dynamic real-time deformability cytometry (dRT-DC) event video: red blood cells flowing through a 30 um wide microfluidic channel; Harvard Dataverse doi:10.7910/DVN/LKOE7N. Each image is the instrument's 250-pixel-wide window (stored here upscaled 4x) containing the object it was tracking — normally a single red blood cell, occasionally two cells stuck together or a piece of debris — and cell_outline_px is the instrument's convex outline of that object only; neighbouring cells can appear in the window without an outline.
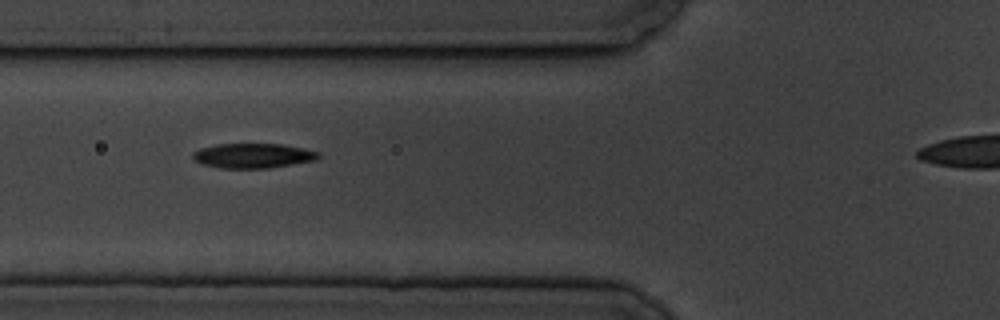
{"species": "common noctule bat (a hibernating species)", "species_latin": "Nyctalus noctula", "temperature_condition": "cold", "stored_images_in_passage": 3, "camera_frame_rate_fps": 3000, "um_per_image_px": 0.085, "animal": {"sex": "male", "body_mass_g": 19.5, "forearm_length_mm": 54.6}, "frame": {"image": 1, "passage_image": 2, "time_ms": 1.0, "image_size_px": [1000, 320], "cell_outline_px": [[320, 156], [316, 160], [268, 168], [220, 168], [204, 164], [192, 160], [192, 152], [200, 148], [216, 144], [280, 144], [304, 148], [320, 152]], "centroid_in_image_um": [21.49, 13.23], "position_along_channel_um": 104.3, "area_um2": 18.15}}
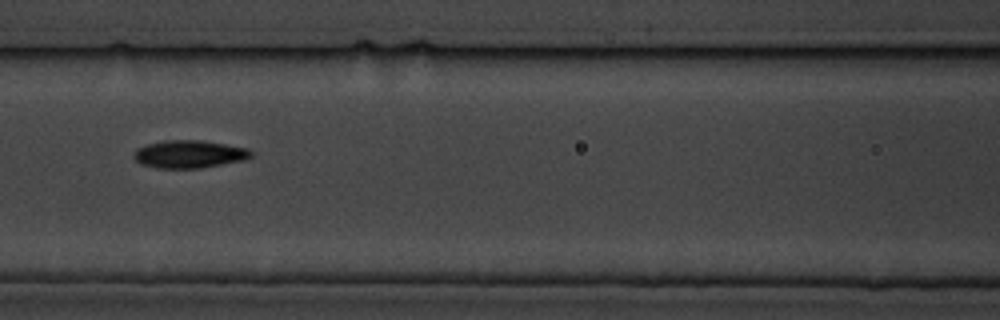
{"frame": {"image": 2, "passage_image": 3, "time_ms": 2.333, "image_size_px": [1000, 320], "cell_outline_px": [[252, 156], [244, 160], [200, 168], [156, 168], [140, 164], [132, 156], [136, 148], [148, 144], [172, 140], [200, 140], [248, 148], [252, 152]], "centroid_in_image_um": [16.07, 13.11], "position_along_channel_um": 150.5, "area_um2": 18.84}}